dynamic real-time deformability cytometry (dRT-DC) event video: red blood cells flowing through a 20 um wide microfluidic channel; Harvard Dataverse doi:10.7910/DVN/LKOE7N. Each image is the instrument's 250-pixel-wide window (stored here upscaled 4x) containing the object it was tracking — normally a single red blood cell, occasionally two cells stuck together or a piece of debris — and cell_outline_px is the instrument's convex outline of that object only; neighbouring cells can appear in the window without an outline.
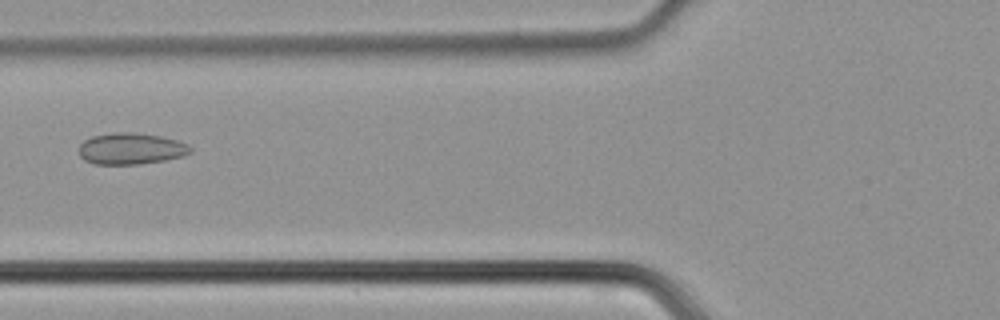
{"species": "common noctule bat (a hibernating species)", "species_latin": "Nyctalus noctula", "temperature_condition": "cold", "stored_images_in_passage": 34, "camera_frame_rate_fps": 3000, "um_per_image_px": 0.085, "animal": {"sex": "male", "body_mass_g": 21.5, "forearm_length_mm": 52.0}, "frame": {"image": 1, "passage_image": 8, "time_ms": 2.333, "image_size_px": [1000, 320], "cell_outline_px": [[192, 152], [184, 156], [164, 160], [140, 164], [96, 164], [84, 160], [80, 156], [80, 144], [84, 140], [92, 136], [112, 132], [136, 132], [160, 136], [176, 140], [188, 144], [192, 148]], "centroid_in_image_um": [11.14, 12.63], "position_along_channel_um": 114.7, "area_um2": 20.52}}
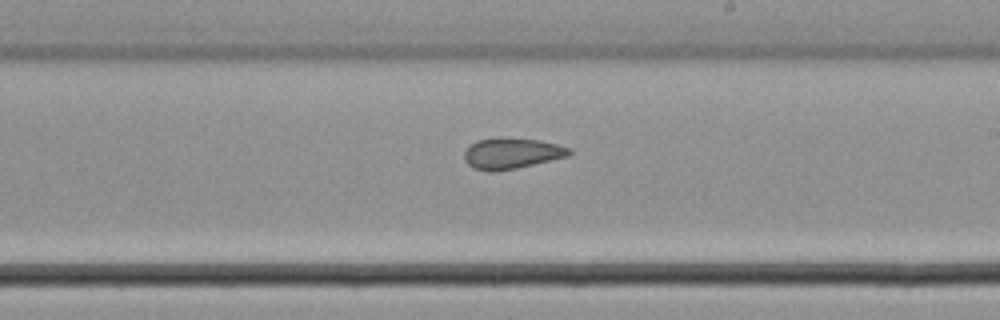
{"frame": {"image": 2, "passage_image": 17, "time_ms": 5.333, "image_size_px": [1000, 320], "cell_outline_px": [[572, 152], [568, 156], [516, 168], [492, 172], [488, 172], [472, 168], [464, 160], [464, 152], [476, 140], [500, 136], [540, 140], [572, 148]], "centroid_in_image_um": [43.47, 13.02], "position_along_channel_um": 245.5, "area_um2": 19.13}}
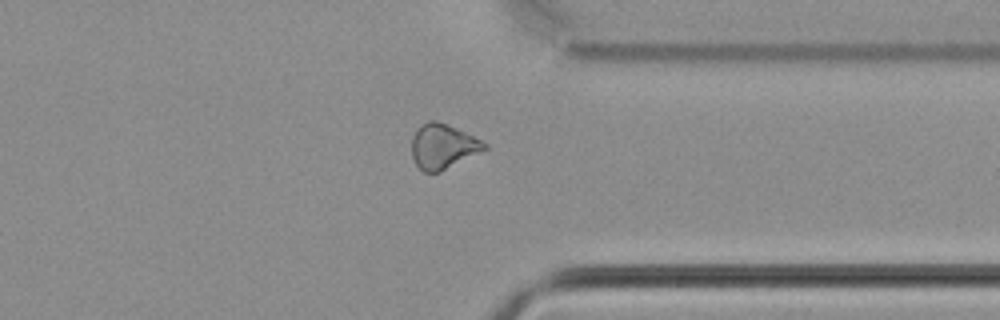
{"frame": {"image": 3, "passage_image": 26, "time_ms": 8.333, "image_size_px": [1000, 320], "cell_outline_px": [[488, 148], [440, 172], [424, 172], [416, 164], [412, 156], [412, 136], [416, 128], [428, 120], [436, 120], [456, 128], [488, 144]], "centroid_in_image_um": [37.62, 12.43], "position_along_channel_um": 373.8, "area_um2": 18.84}}